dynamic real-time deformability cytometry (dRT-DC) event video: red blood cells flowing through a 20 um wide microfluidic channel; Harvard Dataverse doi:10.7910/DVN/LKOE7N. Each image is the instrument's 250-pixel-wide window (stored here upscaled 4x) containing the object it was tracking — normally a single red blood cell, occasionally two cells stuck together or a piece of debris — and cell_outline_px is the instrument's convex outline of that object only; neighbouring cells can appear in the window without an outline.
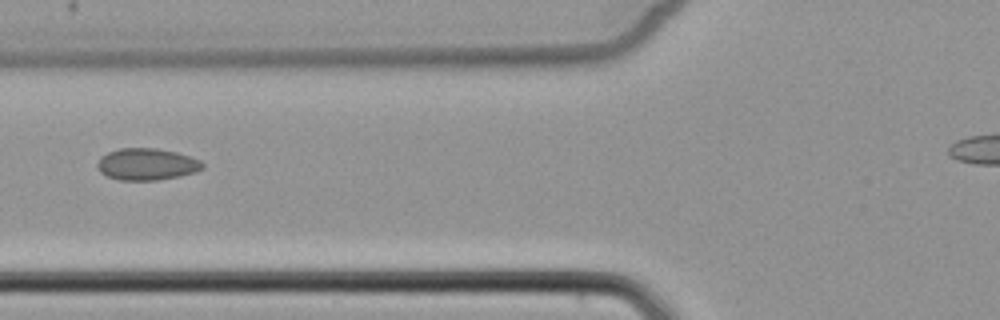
{"species": "common noctule bat (a hibernating species)", "species_latin": "Nyctalus noctula", "temperature_condition": "cold", "stored_images_in_passage": 3, "camera_frame_rate_fps": 3000, "um_per_image_px": 0.085, "animal": {"sex": "female", "body_mass_g": 22.7, "forearm_length_mm": 54.2}, "frame": {"image": 1, "passage_image": 2, "time_ms": 1.333, "image_size_px": [1000, 320], "cell_outline_px": [[204, 168], [196, 172], [180, 176], [156, 180], [120, 180], [108, 176], [100, 172], [96, 164], [100, 156], [108, 152], [120, 148], [156, 148], [176, 152], [200, 160], [204, 164]], "centroid_in_image_um": [12.47, 13.96], "position_along_channel_um": 113.3, "area_um2": 19.54}}
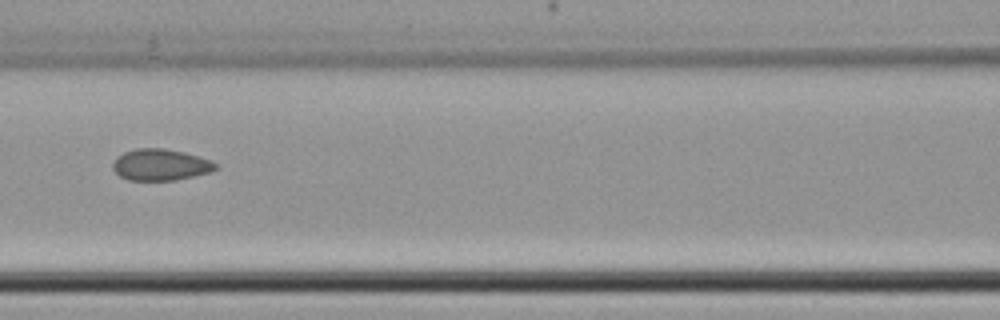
{"frame": {"image": 2, "passage_image": 3, "time_ms": 2.333, "image_size_px": [1000, 320], "cell_outline_px": [[220, 164], [212, 172], [176, 180], [128, 180], [120, 176], [112, 168], [112, 164], [116, 156], [124, 152], [136, 148], [164, 148], [184, 152], [200, 156], [212, 160]], "centroid_in_image_um": [13.67, 14.0], "position_along_channel_um": 152.9, "area_um2": 19.13}}